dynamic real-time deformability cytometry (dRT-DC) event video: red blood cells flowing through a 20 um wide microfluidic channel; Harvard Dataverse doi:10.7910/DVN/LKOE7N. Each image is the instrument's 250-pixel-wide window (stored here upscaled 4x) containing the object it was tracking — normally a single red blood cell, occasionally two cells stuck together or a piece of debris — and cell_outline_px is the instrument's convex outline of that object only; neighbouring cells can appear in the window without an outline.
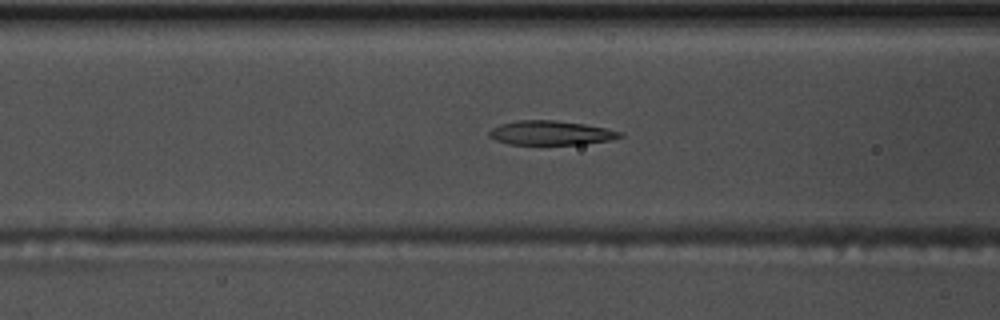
{"species": "common noctule bat (a hibernating species)", "species_latin": "Nyctalus noctula", "temperature_condition": "warm", "stored_images_in_passage": 46, "camera_frame_rate_fps": 3000, "um_per_image_px": 0.085, "animal": {"sex": "male", "body_mass_g": 17.5, "forearm_length_mm": 52.3}, "frame": {"image": 1, "passage_image": 12, "time_ms": 3.667, "image_size_px": [1000, 320], "cell_outline_px": [[624, 136], [608, 140], [584, 144], [508, 144], [496, 140], [488, 136], [488, 132], [492, 128], [500, 124], [520, 120], [556, 120], [584, 124], [604, 128], [620, 132]], "centroid_in_image_um": [46.77, 11.29], "position_along_channel_um": 119.8, "area_um2": 18.26}}
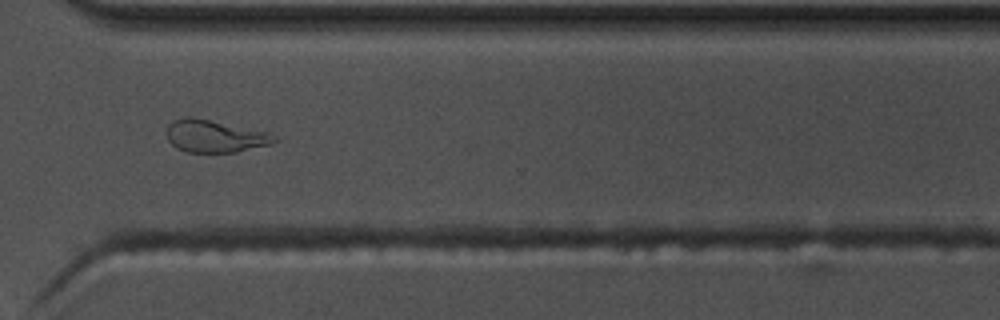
{"frame": {"image": 2, "passage_image": 31, "time_ms": 10.0, "image_size_px": [1000, 320], "cell_outline_px": [[280, 140], [268, 144], [236, 152], [188, 152], [176, 148], [168, 140], [168, 124], [172, 120], [184, 116], [192, 116], [268, 132], [276, 136]], "centroid_in_image_um": [18.24, 11.56], "position_along_channel_um": 352.4, "area_um2": 20.29}}
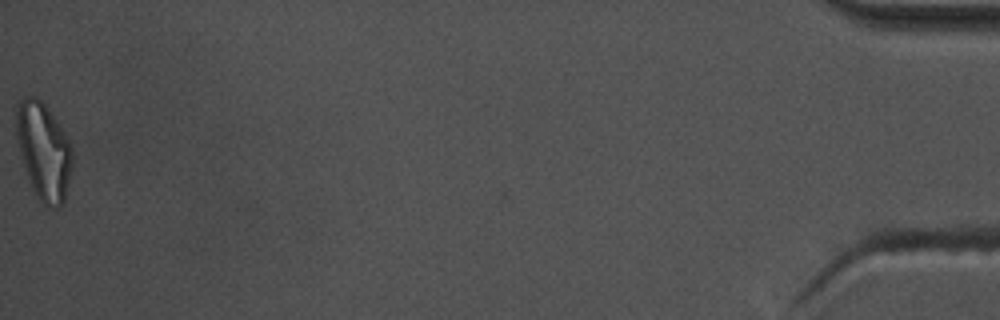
{"frame": {"image": 3, "passage_image": 46, "time_ms": 15.0, "image_size_px": [1000, 320], "cell_outline_px": [[72, 168], [64, 200], [56, 208], [48, 208], [40, 200], [32, 188], [20, 152], [16, 136], [16, 104], [20, 100], [28, 96], [36, 96], [44, 104], [56, 120], [64, 132], [72, 148]], "centroid_in_image_um": [3.71, 12.83], "position_along_channel_um": 431.5, "area_um2": 31.33}, "authors_computed_cell_mechanics": {"area_um2": 18.9873, "velocity_mm_per_s": 3.671, "shape_relaxation_time_tau1_ms": 3.7851, "shape_relaxation_time_tau2_ms": 2.0135, "deformation_change_tau1": 0.2107, "deformation_change_tau2": 0.1185}}